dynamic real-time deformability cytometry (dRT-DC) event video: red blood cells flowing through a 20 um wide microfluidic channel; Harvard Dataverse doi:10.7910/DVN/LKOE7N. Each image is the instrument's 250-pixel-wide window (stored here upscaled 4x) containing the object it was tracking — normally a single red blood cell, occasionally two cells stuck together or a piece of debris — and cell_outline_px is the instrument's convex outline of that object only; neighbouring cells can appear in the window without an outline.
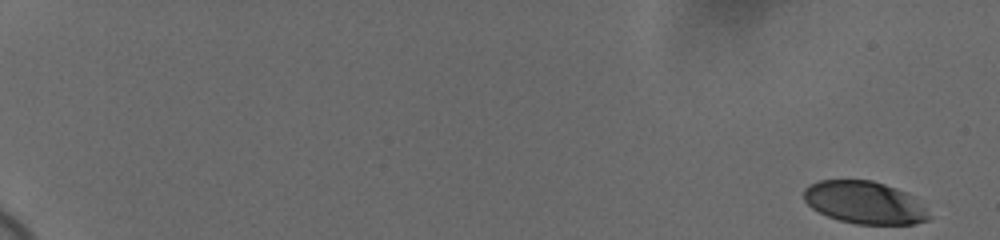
{"species": "human", "species_latin": "Homo sapiens", "temperature_condition": "cold", "stored_images_in_passage": 59, "camera_frame_rate_fps": 3000, "um_per_image_px": 0.085, "donor": {"sex": "female"}, "frame": {"image": 1, "passage_image": 1, "time_ms": 0.0, "image_size_px": [1000, 240], "cell_outline_px": [[928, 220], [916, 224], [856, 224], [840, 220], [828, 216], [812, 208], [804, 200], [804, 188], [808, 184], [820, 180], [872, 180], [908, 192], [924, 208], [928, 216]], "centroid_in_image_um": [73.45, 17.21], "position_along_channel_um": 11.5, "area_um2": 30.81}}
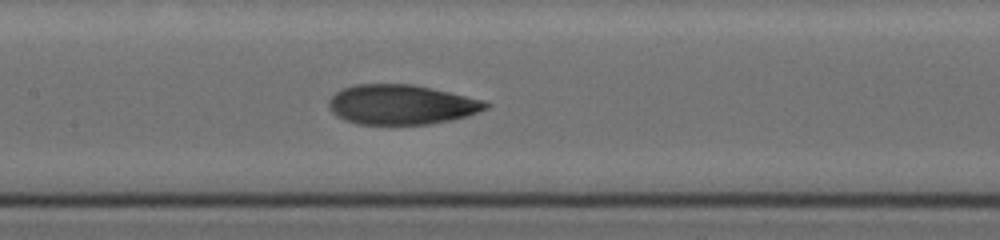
{"frame": {"image": 2, "passage_image": 32, "time_ms": 10.333, "image_size_px": [1000, 240], "cell_outline_px": [[492, 104], [488, 108], [468, 116], [452, 120], [432, 124], [356, 124], [344, 120], [336, 116], [328, 108], [328, 100], [336, 92], [344, 88], [356, 84], [412, 84], [484, 100]], "centroid_in_image_um": [34.11, 8.9], "position_along_channel_um": 173.3, "area_um2": 36.53}}
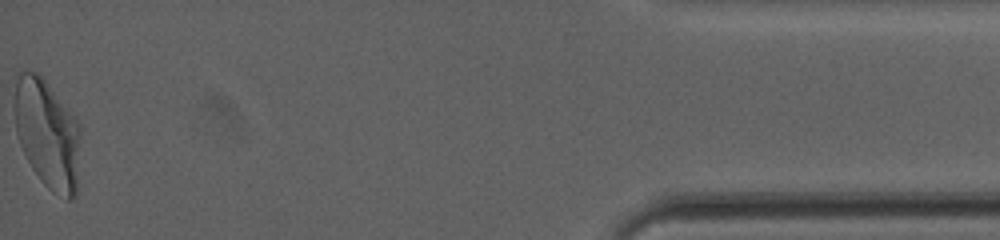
{"frame": {"image": 3, "passage_image": 59, "time_ms": 19.333, "image_size_px": [1000, 240], "cell_outline_px": [[80, 136], [76, 196], [72, 200], [68, 200], [52, 192], [40, 180], [32, 168], [20, 144], [16, 132], [12, 76], [24, 68], [36, 72], [48, 84], [80, 124]], "centroid_in_image_um": [3.98, 11.33], "position_along_channel_um": 431.2, "area_um2": 42.54}, "authors_computed_cell_mechanics": {"area_um2": 35.8938, "velocity_mm_per_s": 3.6569, "shape_relaxation_time_tau1_ms": 4.1309, "shape_relaxation_time_tau2_ms": 1.2232, "deformation_change_tau1": 0.1726, "deformation_change_tau2": 0.0628}}